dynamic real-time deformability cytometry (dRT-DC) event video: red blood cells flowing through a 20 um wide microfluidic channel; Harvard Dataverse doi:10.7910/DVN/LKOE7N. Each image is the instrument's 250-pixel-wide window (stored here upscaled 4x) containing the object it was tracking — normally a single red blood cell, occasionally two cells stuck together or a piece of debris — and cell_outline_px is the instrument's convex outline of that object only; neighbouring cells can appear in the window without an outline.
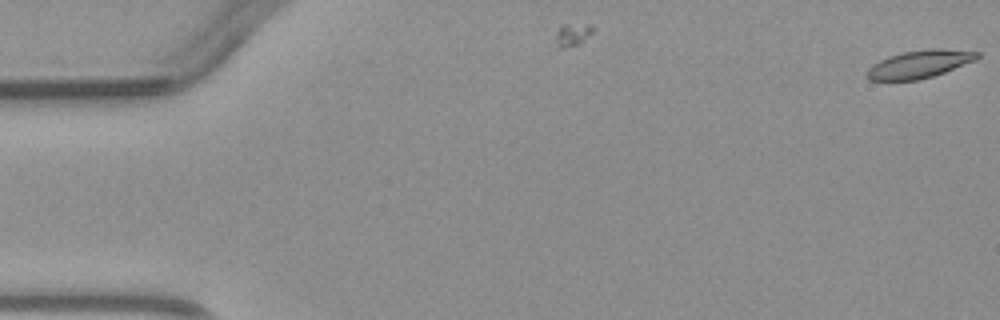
{"species": "common noctule bat (a hibernating species)", "species_latin": "Nyctalus noctula", "temperature_condition": "warm", "stored_images_in_passage": 3, "camera_frame_rate_fps": 3000, "um_per_image_px": 0.085, "animal": {"sex": "male", "body_mass_g": 23.1, "forearm_length_mm": 52.7}, "frame": {"image": 1, "passage_image": 1, "time_ms": 0.0, "image_size_px": [1000, 320], "cell_outline_px": [[980, 56], [976, 60], [944, 72], [920, 80], [868, 80], [868, 68], [872, 64], [888, 56], [904, 52], [928, 48], [940, 48], [980, 52]], "centroid_in_image_um": [78.17, 5.44], "position_along_channel_um": 6.8, "area_um2": 17.8}}